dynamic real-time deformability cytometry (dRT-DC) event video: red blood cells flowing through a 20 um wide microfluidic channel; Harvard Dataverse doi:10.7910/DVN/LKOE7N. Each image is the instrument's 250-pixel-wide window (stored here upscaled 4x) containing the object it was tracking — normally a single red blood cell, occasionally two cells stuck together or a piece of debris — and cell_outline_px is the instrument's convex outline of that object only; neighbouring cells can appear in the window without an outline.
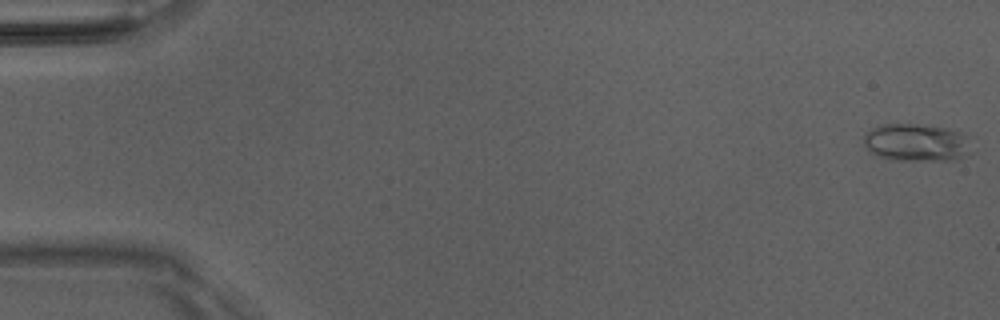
{"species": "Egyptian fruit bat (a non-hibernating species)", "species_latin": "Rousettus aegyptiacus", "temperature_condition": "room temperature", "stored_images_in_passage": 51, "camera_frame_rate_fps": 3000, "um_per_image_px": 0.085, "animal": {"sex": "male"}, "frame": {"image": 1, "passage_image": 1, "time_ms": 0.0, "image_size_px": [1000, 320], "cell_outline_px": [[968, 152], [952, 160], [888, 160], [868, 152], [864, 144], [864, 132], [880, 124], [916, 124], [948, 128], [960, 132], [968, 136]], "centroid_in_image_um": [77.8, 12.11], "position_along_channel_um": 7.2, "area_um2": 23.64}}
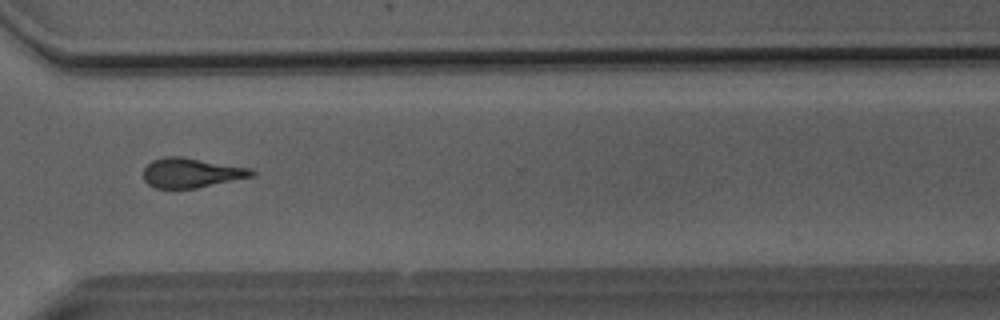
{"frame": {"image": 2, "passage_image": 38, "time_ms": 12.333, "image_size_px": [1000, 320], "cell_outline_px": [[256, 176], [196, 188], [156, 188], [148, 184], [144, 180], [144, 168], [152, 160], [164, 156], [184, 156], [248, 168], [256, 172]], "centroid_in_image_um": [16.26, 14.68], "position_along_channel_um": 354.3, "area_um2": 18.79}}
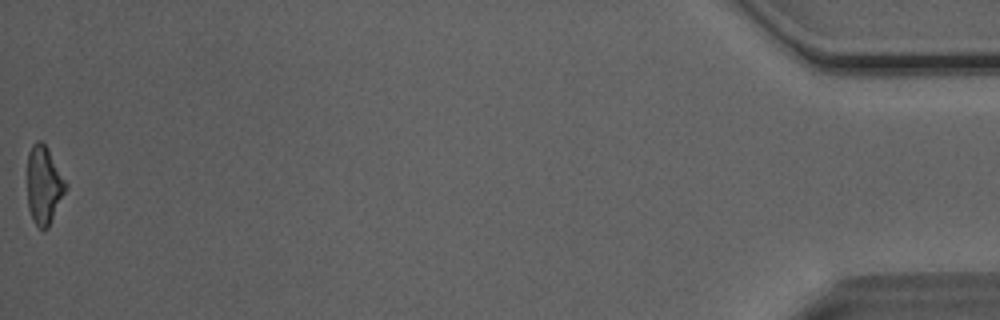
{"frame": {"image": 3, "passage_image": 51, "time_ms": 16.667, "image_size_px": [1000, 320], "cell_outline_px": [[68, 188], [48, 228], [40, 228], [36, 224], [28, 208], [28, 152], [32, 144], [36, 140], [40, 140], [48, 148], [68, 184]], "centroid_in_image_um": [3.76, 15.7], "position_along_channel_um": 431.4, "area_um2": 17.51}, "authors_computed_cell_mechanics": {"area_um2": 18.9584, "velocity_mm_per_s": 4.0855, "shape_relaxation_time_tau1_ms": 4.3122, "shape_relaxation_time_tau2_ms": 2.3841, "deformation_change_tau1": 0.1541, "deformation_change_tau2": 0.1163}}